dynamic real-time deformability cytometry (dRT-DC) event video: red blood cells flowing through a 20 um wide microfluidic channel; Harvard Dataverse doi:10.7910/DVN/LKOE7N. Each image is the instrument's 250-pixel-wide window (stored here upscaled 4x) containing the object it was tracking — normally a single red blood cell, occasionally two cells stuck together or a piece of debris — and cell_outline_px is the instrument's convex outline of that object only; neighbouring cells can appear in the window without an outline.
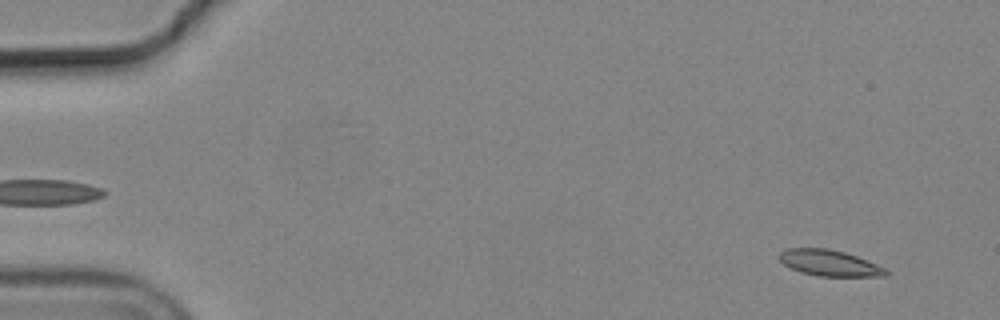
{"species": "common noctule bat (a hibernating species)", "species_latin": "Nyctalus noctula", "temperature_condition": "cold", "stored_images_in_passage": 49, "camera_frame_rate_fps": 3000, "um_per_image_px": 0.085, "animal": {"sex": "male", "body_mass_g": 19.2, "forearm_length_mm": 51.8}, "frame": {"image": 1, "passage_image": 5, "time_ms": 1.333, "image_size_px": [1000, 320], "cell_outline_px": [[888, 276], [820, 276], [800, 272], [784, 264], [780, 260], [780, 252], [788, 248], [828, 248], [844, 252], [856, 256], [876, 264], [884, 268], [888, 272]], "centroid_in_image_um": [70.5, 22.35], "position_along_channel_um": 14.5, "area_um2": 15.95}}
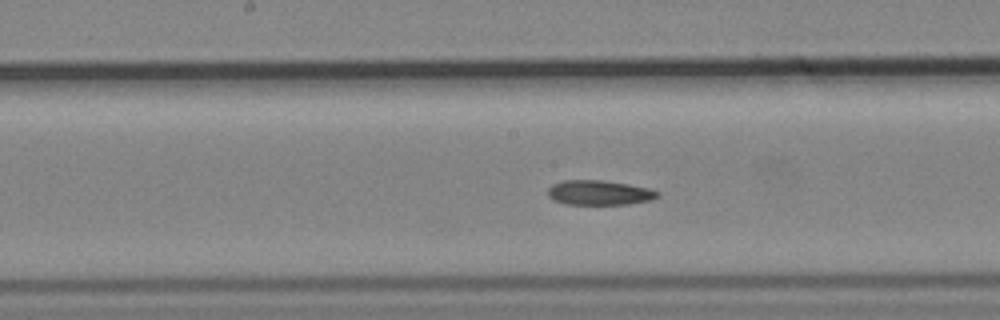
{"frame": {"image": 2, "passage_image": 30, "time_ms": 9.667, "image_size_px": [1000, 320], "cell_outline_px": [[660, 196], [648, 200], [628, 204], [564, 204], [552, 200], [548, 196], [548, 188], [552, 184], [564, 180], [604, 180], [628, 184], [648, 188], [660, 192]], "centroid_in_image_um": [50.9, 16.37], "position_along_channel_um": 197.3, "area_um2": 15.84}}
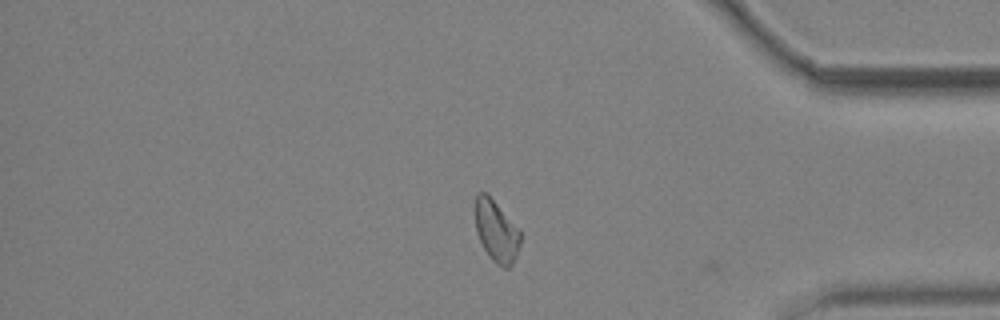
{"frame": {"image": 3, "passage_image": 48, "time_ms": 15.667, "image_size_px": [1000, 320], "cell_outline_px": [[520, 244], [516, 256], [512, 264], [508, 268], [504, 268], [496, 264], [492, 260], [484, 248], [476, 232], [476, 196], [480, 192], [488, 192], [520, 232]], "centroid_in_image_um": [42.18, 19.65], "position_along_channel_um": 393.0, "area_um2": 15.95}}